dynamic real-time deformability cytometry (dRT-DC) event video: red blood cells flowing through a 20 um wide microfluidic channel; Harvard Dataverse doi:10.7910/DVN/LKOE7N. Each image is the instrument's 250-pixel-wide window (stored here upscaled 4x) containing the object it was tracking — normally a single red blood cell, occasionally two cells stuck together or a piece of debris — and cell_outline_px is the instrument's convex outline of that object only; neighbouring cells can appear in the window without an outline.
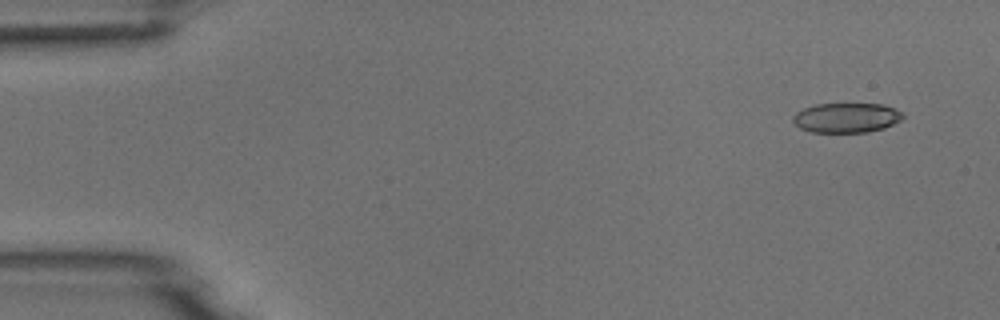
{"species": "common noctule bat (a hibernating species)", "species_latin": "Nyctalus noctula", "temperature_condition": "room temperature", "stored_images_in_passage": 6, "camera_frame_rate_fps": 3000, "um_per_image_px": 0.085, "animal": {"sex": "male", "body_mass_g": 18.8}, "frame": {"image": 1, "passage_image": 1, "time_ms": 0.0, "image_size_px": [1000, 320], "cell_outline_px": [[904, 116], [900, 120], [884, 128], [868, 132], [812, 132], [800, 128], [792, 120], [792, 116], [796, 112], [804, 108], [816, 104], [884, 104], [900, 112]], "centroid_in_image_um": [71.91, 10.01], "position_along_channel_um": 13.1, "area_um2": 18.9}}
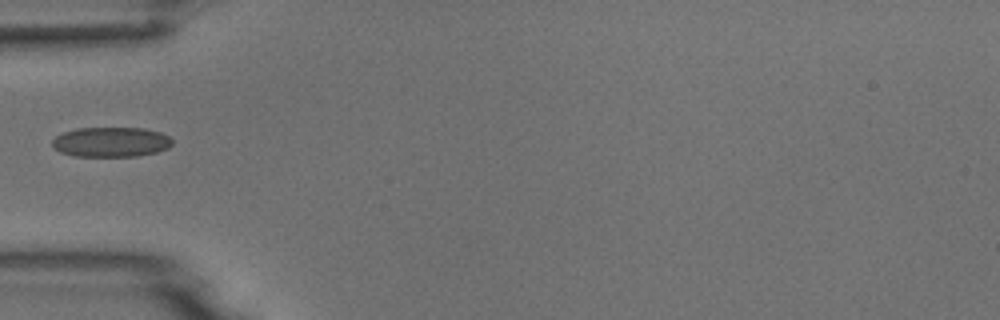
{"frame": {"image": 2, "passage_image": 5, "time_ms": 4.667, "image_size_px": [1000, 320], "cell_outline_px": [[172, 144], [168, 148], [156, 152], [136, 156], [72, 156], [60, 152], [52, 148], [52, 140], [56, 136], [64, 132], [76, 128], [144, 128], [160, 132], [168, 136], [172, 140]], "centroid_in_image_um": [9.41, 12.07], "position_along_channel_um": 75.6, "area_um2": 20.98}}
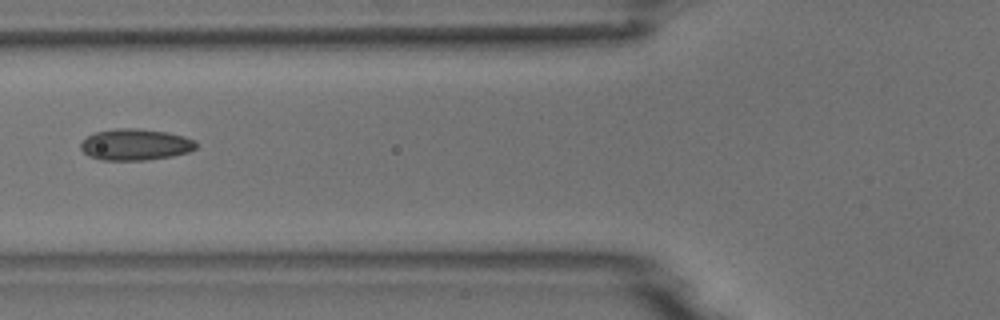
{"frame": {"image": 3, "passage_image": 6, "time_ms": 5.667, "image_size_px": [1000, 320], "cell_outline_px": [[200, 144], [196, 148], [188, 152], [172, 156], [144, 160], [100, 160], [88, 156], [80, 148], [80, 144], [88, 136], [96, 132], [116, 128], [136, 128], [168, 132], [184, 136], [196, 140]], "centroid_in_image_um": [11.54, 12.29], "position_along_channel_um": 114.3, "area_um2": 21.27}}